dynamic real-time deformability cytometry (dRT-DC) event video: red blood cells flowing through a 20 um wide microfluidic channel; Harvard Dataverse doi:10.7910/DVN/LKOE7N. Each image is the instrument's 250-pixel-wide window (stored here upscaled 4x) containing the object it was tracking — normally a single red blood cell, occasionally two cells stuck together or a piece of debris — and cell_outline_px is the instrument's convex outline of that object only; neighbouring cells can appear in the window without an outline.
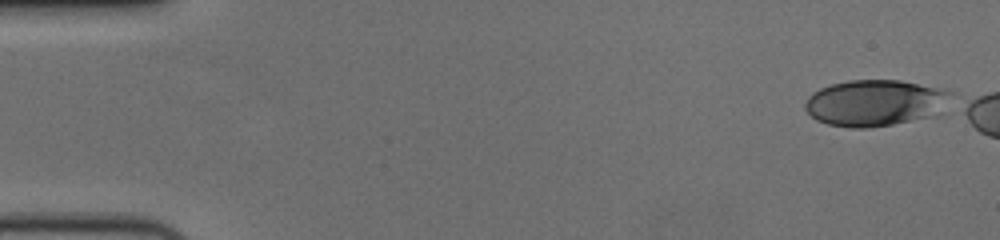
{"species": "human", "species_latin": "Homo sapiens", "temperature_condition": "cold", "stored_images_in_passage": 8, "camera_frame_rate_fps": 3000, "um_per_image_px": 0.085, "donor": {"sex": "female"}, "frame": {"image": 1, "passage_image": 1, "time_ms": 0.0, "image_size_px": [1000, 240], "cell_outline_px": [[956, 92], [948, 112], [940, 116], [868, 128], [852, 128], [828, 124], [816, 120], [804, 108], [804, 104], [808, 96], [812, 92], [820, 88], [832, 84], [848, 80], [900, 80], [948, 88]], "centroid_in_image_um": [74.57, 8.74], "position_along_channel_um": 10.4, "area_um2": 40.92}}